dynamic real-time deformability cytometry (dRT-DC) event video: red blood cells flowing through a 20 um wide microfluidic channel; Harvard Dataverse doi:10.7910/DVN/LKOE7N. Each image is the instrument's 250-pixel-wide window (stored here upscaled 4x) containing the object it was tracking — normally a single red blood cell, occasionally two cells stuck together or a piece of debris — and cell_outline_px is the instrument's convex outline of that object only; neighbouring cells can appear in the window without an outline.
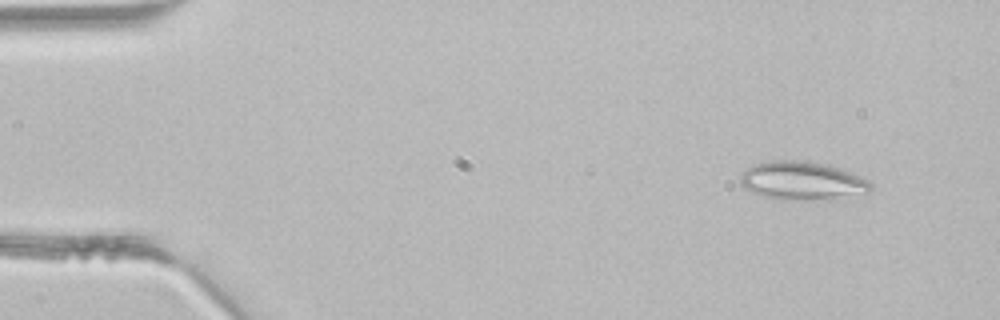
{"species": "common noctule bat (a hibernating species)", "species_latin": "Nyctalus noctula", "temperature_condition": "room temperature", "stored_images_in_passage": 4, "camera_frame_rate_fps": 3000, "um_per_image_px": 0.085, "animal": {"sex": "male", "body_mass_g": 21.5, "forearm_length_mm": 52.0}, "frame": {"image": 1, "passage_image": 1, "time_ms": 0.0, "image_size_px": [1000, 320], "cell_outline_px": [[872, 188], [868, 192], [828, 200], [764, 196], [752, 192], [744, 188], [740, 184], [740, 176], [752, 164], [776, 160], [808, 160], [828, 164], [868, 180], [872, 184]], "centroid_in_image_um": [68.19, 15.33], "position_along_channel_um": 16.8, "area_um2": 28.67}}